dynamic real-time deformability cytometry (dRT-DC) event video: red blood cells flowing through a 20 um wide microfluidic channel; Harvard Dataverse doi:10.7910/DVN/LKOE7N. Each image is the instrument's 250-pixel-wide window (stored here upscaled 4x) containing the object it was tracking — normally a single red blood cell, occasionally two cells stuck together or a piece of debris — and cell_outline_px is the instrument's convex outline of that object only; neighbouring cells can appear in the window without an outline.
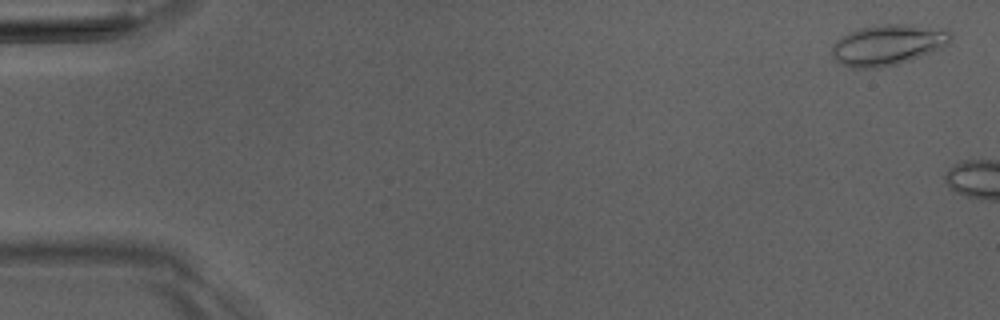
{"species": "Egyptian fruit bat (a non-hibernating species)", "species_latin": "Rousettus aegyptiacus", "temperature_condition": "room temperature", "stored_images_in_passage": 3, "camera_frame_rate_fps": 3000, "um_per_image_px": 0.085, "animal": {"sex": "male"}, "frame": {"image": 1, "passage_image": 1, "time_ms": 0.0, "image_size_px": [1000, 320], "cell_outline_px": [[952, 40], [948, 44], [912, 60], [880, 68], [852, 68], [840, 64], [832, 56], [832, 44], [840, 36], [864, 28], [880, 24], [908, 24], [948, 28], [952, 32]], "centroid_in_image_um": [75.5, 3.81], "position_along_channel_um": 9.5, "area_um2": 28.38}}